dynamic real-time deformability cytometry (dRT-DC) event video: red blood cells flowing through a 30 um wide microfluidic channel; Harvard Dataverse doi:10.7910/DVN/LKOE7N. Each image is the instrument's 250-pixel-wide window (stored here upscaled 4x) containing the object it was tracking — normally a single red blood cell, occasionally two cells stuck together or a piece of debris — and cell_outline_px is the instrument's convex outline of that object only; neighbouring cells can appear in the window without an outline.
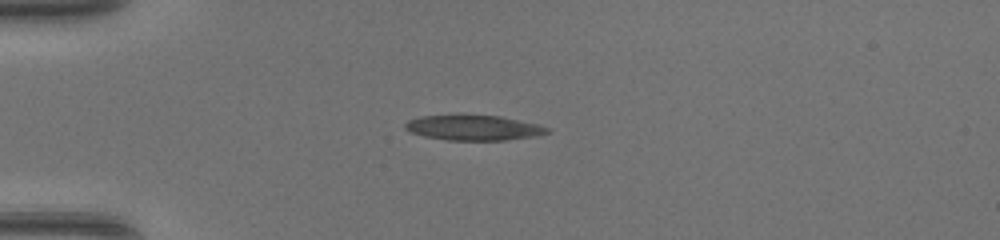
{"species": "common noctule bat (a hibernating species)", "species_latin": "Nyctalus noctula", "temperature_condition": "warm", "stored_images_in_passage": 35, "camera_frame_rate_fps": 3000, "um_per_image_px": 0.085, "animal": {"sex": "female", "body_mass_g": 17.0, "forearm_length_mm": 48.0}, "frame": {"image": 1, "passage_image": 1, "time_ms": 0.0, "image_size_px": [1000, 240], "cell_outline_px": [[552, 132], [536, 136], [504, 140], [448, 140], [424, 136], [408, 132], [404, 128], [404, 124], [408, 120], [424, 116], [500, 116], [540, 124], [548, 128]], "centroid_in_image_um": [40.28, 10.87], "position_along_channel_um": 44.7, "area_um2": 20.63}}
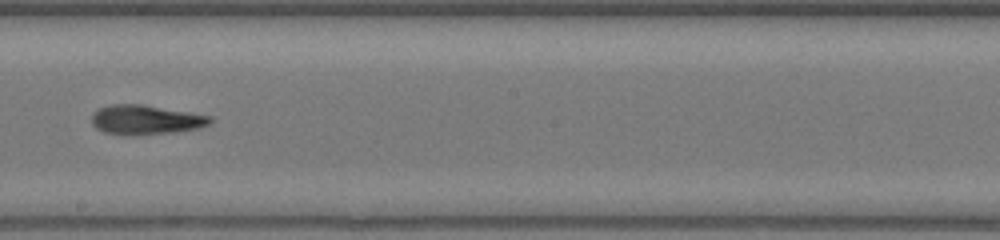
{"frame": {"image": 2, "passage_image": 16, "time_ms": 5.0, "image_size_px": [1000, 240], "cell_outline_px": [[212, 120], [208, 124], [200, 128], [172, 132], [132, 136], [104, 132], [96, 128], [92, 124], [92, 112], [100, 108], [112, 104], [140, 104], [212, 116]], "centroid_in_image_um": [12.36, 10.19], "position_along_channel_um": 235.8, "area_um2": 20.29}}
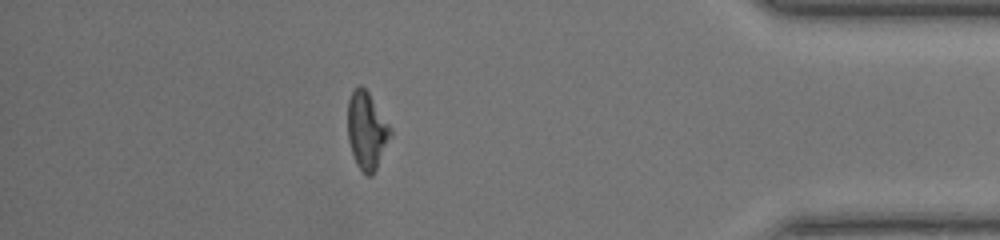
{"frame": {"image": 3, "passage_image": 30, "time_ms": 9.667, "image_size_px": [1000, 240], "cell_outline_px": [[392, 132], [376, 168], [372, 176], [368, 176], [356, 164], [348, 140], [348, 100], [352, 92], [360, 84], [368, 92], [392, 128]], "centroid_in_image_um": [31.17, 11.08], "position_along_channel_um": 404.0, "area_um2": 18.9}, "authors_computed_cell_mechanics": {"area_um2": 19.941, "velocity_mm_per_s": 4.4075, "shape_relaxation_time_tau1_ms": 11.0482, "shape_relaxation_time_tau2_ms": 3.8266, "deformation_change_tau1": 0.3539, "deformation_change_tau2": 0.1478}}